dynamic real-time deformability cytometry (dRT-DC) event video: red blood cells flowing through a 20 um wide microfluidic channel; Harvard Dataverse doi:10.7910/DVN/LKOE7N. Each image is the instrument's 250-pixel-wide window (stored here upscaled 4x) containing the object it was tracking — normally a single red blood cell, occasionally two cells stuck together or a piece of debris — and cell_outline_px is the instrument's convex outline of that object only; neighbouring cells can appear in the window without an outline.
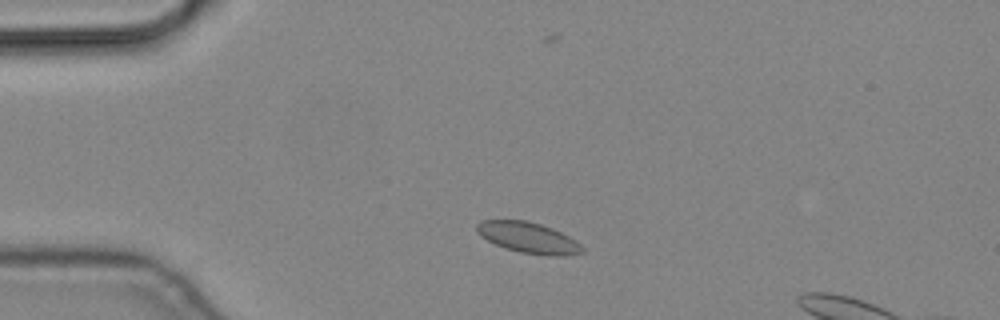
{"species": "common noctule bat (a hibernating species)", "species_latin": "Nyctalus noctula", "temperature_condition": "cold", "stored_images_in_passage": 3, "camera_frame_rate_fps": 3000, "um_per_image_px": 0.085, "animal": {"sex": "male", "body_mass_g": 19.2, "forearm_length_mm": 51.8}, "frame": {"image": 1, "passage_image": 1, "time_ms": 0.0, "image_size_px": [1000, 320], "cell_outline_px": [[584, 252], [564, 256], [548, 256], [520, 252], [504, 248], [480, 236], [476, 232], [476, 224], [480, 220], [528, 220], [552, 228], [576, 240], [584, 248]], "centroid_in_image_um": [44.9, 20.2], "position_along_channel_um": 40.1, "area_um2": 19.07}}